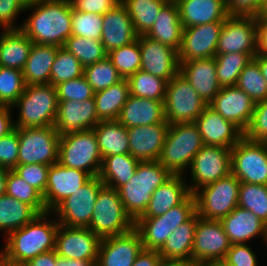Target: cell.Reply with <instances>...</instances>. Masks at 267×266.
<instances>
[{
  "label": "cell",
  "instance_id": "cell-13",
  "mask_svg": "<svg viewBox=\"0 0 267 266\" xmlns=\"http://www.w3.org/2000/svg\"><path fill=\"white\" fill-rule=\"evenodd\" d=\"M105 184L98 177H92L83 187L60 202L51 212H56L58 223L68 227H88L95 201Z\"/></svg>",
  "mask_w": 267,
  "mask_h": 266
},
{
  "label": "cell",
  "instance_id": "cell-71",
  "mask_svg": "<svg viewBox=\"0 0 267 266\" xmlns=\"http://www.w3.org/2000/svg\"><path fill=\"white\" fill-rule=\"evenodd\" d=\"M0 266H4V254H3V251H0Z\"/></svg>",
  "mask_w": 267,
  "mask_h": 266
},
{
  "label": "cell",
  "instance_id": "cell-54",
  "mask_svg": "<svg viewBox=\"0 0 267 266\" xmlns=\"http://www.w3.org/2000/svg\"><path fill=\"white\" fill-rule=\"evenodd\" d=\"M244 136L252 141H267V99L255 103L253 117Z\"/></svg>",
  "mask_w": 267,
  "mask_h": 266
},
{
  "label": "cell",
  "instance_id": "cell-19",
  "mask_svg": "<svg viewBox=\"0 0 267 266\" xmlns=\"http://www.w3.org/2000/svg\"><path fill=\"white\" fill-rule=\"evenodd\" d=\"M141 51V69L167 83L179 73L180 63L178 51L168 45L161 44L146 35H139Z\"/></svg>",
  "mask_w": 267,
  "mask_h": 266
},
{
  "label": "cell",
  "instance_id": "cell-46",
  "mask_svg": "<svg viewBox=\"0 0 267 266\" xmlns=\"http://www.w3.org/2000/svg\"><path fill=\"white\" fill-rule=\"evenodd\" d=\"M238 206L250 210L267 225V185L241 183Z\"/></svg>",
  "mask_w": 267,
  "mask_h": 266
},
{
  "label": "cell",
  "instance_id": "cell-18",
  "mask_svg": "<svg viewBox=\"0 0 267 266\" xmlns=\"http://www.w3.org/2000/svg\"><path fill=\"white\" fill-rule=\"evenodd\" d=\"M223 23L211 22L183 28L179 62L215 57Z\"/></svg>",
  "mask_w": 267,
  "mask_h": 266
},
{
  "label": "cell",
  "instance_id": "cell-55",
  "mask_svg": "<svg viewBox=\"0 0 267 266\" xmlns=\"http://www.w3.org/2000/svg\"><path fill=\"white\" fill-rule=\"evenodd\" d=\"M19 136L14 128L0 138V168L13 170L18 165Z\"/></svg>",
  "mask_w": 267,
  "mask_h": 266
},
{
  "label": "cell",
  "instance_id": "cell-22",
  "mask_svg": "<svg viewBox=\"0 0 267 266\" xmlns=\"http://www.w3.org/2000/svg\"><path fill=\"white\" fill-rule=\"evenodd\" d=\"M208 106L245 132L252 120L255 102L237 86H230L221 88Z\"/></svg>",
  "mask_w": 267,
  "mask_h": 266
},
{
  "label": "cell",
  "instance_id": "cell-36",
  "mask_svg": "<svg viewBox=\"0 0 267 266\" xmlns=\"http://www.w3.org/2000/svg\"><path fill=\"white\" fill-rule=\"evenodd\" d=\"M196 224L197 213L174 229L158 251L161 258L191 261Z\"/></svg>",
  "mask_w": 267,
  "mask_h": 266
},
{
  "label": "cell",
  "instance_id": "cell-45",
  "mask_svg": "<svg viewBox=\"0 0 267 266\" xmlns=\"http://www.w3.org/2000/svg\"><path fill=\"white\" fill-rule=\"evenodd\" d=\"M6 194L31 205L39 214L47 213L43 195L33 186L26 183L13 170L8 172Z\"/></svg>",
  "mask_w": 267,
  "mask_h": 266
},
{
  "label": "cell",
  "instance_id": "cell-68",
  "mask_svg": "<svg viewBox=\"0 0 267 266\" xmlns=\"http://www.w3.org/2000/svg\"><path fill=\"white\" fill-rule=\"evenodd\" d=\"M186 266H210V263L186 260Z\"/></svg>",
  "mask_w": 267,
  "mask_h": 266
},
{
  "label": "cell",
  "instance_id": "cell-12",
  "mask_svg": "<svg viewBox=\"0 0 267 266\" xmlns=\"http://www.w3.org/2000/svg\"><path fill=\"white\" fill-rule=\"evenodd\" d=\"M231 173L241 183L267 185V144L245 136L231 149Z\"/></svg>",
  "mask_w": 267,
  "mask_h": 266
},
{
  "label": "cell",
  "instance_id": "cell-10",
  "mask_svg": "<svg viewBox=\"0 0 267 266\" xmlns=\"http://www.w3.org/2000/svg\"><path fill=\"white\" fill-rule=\"evenodd\" d=\"M207 106L180 73L167 83L164 112L169 125L195 122Z\"/></svg>",
  "mask_w": 267,
  "mask_h": 266
},
{
  "label": "cell",
  "instance_id": "cell-42",
  "mask_svg": "<svg viewBox=\"0 0 267 266\" xmlns=\"http://www.w3.org/2000/svg\"><path fill=\"white\" fill-rule=\"evenodd\" d=\"M130 95L142 98L165 100L167 82L140 69L128 79Z\"/></svg>",
  "mask_w": 267,
  "mask_h": 266
},
{
  "label": "cell",
  "instance_id": "cell-23",
  "mask_svg": "<svg viewBox=\"0 0 267 266\" xmlns=\"http://www.w3.org/2000/svg\"><path fill=\"white\" fill-rule=\"evenodd\" d=\"M100 121L96 112L94 97L83 102L58 101L54 127L59 135L92 130Z\"/></svg>",
  "mask_w": 267,
  "mask_h": 266
},
{
  "label": "cell",
  "instance_id": "cell-67",
  "mask_svg": "<svg viewBox=\"0 0 267 266\" xmlns=\"http://www.w3.org/2000/svg\"><path fill=\"white\" fill-rule=\"evenodd\" d=\"M160 266H186V260L162 259Z\"/></svg>",
  "mask_w": 267,
  "mask_h": 266
},
{
  "label": "cell",
  "instance_id": "cell-38",
  "mask_svg": "<svg viewBox=\"0 0 267 266\" xmlns=\"http://www.w3.org/2000/svg\"><path fill=\"white\" fill-rule=\"evenodd\" d=\"M139 162L130 154L106 156L102 159L98 177L105 186L118 189L134 175Z\"/></svg>",
  "mask_w": 267,
  "mask_h": 266
},
{
  "label": "cell",
  "instance_id": "cell-26",
  "mask_svg": "<svg viewBox=\"0 0 267 266\" xmlns=\"http://www.w3.org/2000/svg\"><path fill=\"white\" fill-rule=\"evenodd\" d=\"M179 63V73L189 82L198 95L209 104L221 89L214 57Z\"/></svg>",
  "mask_w": 267,
  "mask_h": 266
},
{
  "label": "cell",
  "instance_id": "cell-37",
  "mask_svg": "<svg viewBox=\"0 0 267 266\" xmlns=\"http://www.w3.org/2000/svg\"><path fill=\"white\" fill-rule=\"evenodd\" d=\"M129 95L127 79H122L109 88L95 92L94 100L99 119L101 121L118 120Z\"/></svg>",
  "mask_w": 267,
  "mask_h": 266
},
{
  "label": "cell",
  "instance_id": "cell-47",
  "mask_svg": "<svg viewBox=\"0 0 267 266\" xmlns=\"http://www.w3.org/2000/svg\"><path fill=\"white\" fill-rule=\"evenodd\" d=\"M236 86L246 92L255 103L267 99V82L254 59L239 74Z\"/></svg>",
  "mask_w": 267,
  "mask_h": 266
},
{
  "label": "cell",
  "instance_id": "cell-58",
  "mask_svg": "<svg viewBox=\"0 0 267 266\" xmlns=\"http://www.w3.org/2000/svg\"><path fill=\"white\" fill-rule=\"evenodd\" d=\"M72 7L80 12L104 15L115 8L122 0H70Z\"/></svg>",
  "mask_w": 267,
  "mask_h": 266
},
{
  "label": "cell",
  "instance_id": "cell-8",
  "mask_svg": "<svg viewBox=\"0 0 267 266\" xmlns=\"http://www.w3.org/2000/svg\"><path fill=\"white\" fill-rule=\"evenodd\" d=\"M134 223L124 209L118 190L104 185L97 195L88 228L102 239L125 234L134 228Z\"/></svg>",
  "mask_w": 267,
  "mask_h": 266
},
{
  "label": "cell",
  "instance_id": "cell-5",
  "mask_svg": "<svg viewBox=\"0 0 267 266\" xmlns=\"http://www.w3.org/2000/svg\"><path fill=\"white\" fill-rule=\"evenodd\" d=\"M18 107L19 119L14 128L54 126L58 108L56 86L52 84L26 85L13 107Z\"/></svg>",
  "mask_w": 267,
  "mask_h": 266
},
{
  "label": "cell",
  "instance_id": "cell-16",
  "mask_svg": "<svg viewBox=\"0 0 267 266\" xmlns=\"http://www.w3.org/2000/svg\"><path fill=\"white\" fill-rule=\"evenodd\" d=\"M231 243L220 220H206L197 215L191 261L224 260Z\"/></svg>",
  "mask_w": 267,
  "mask_h": 266
},
{
  "label": "cell",
  "instance_id": "cell-17",
  "mask_svg": "<svg viewBox=\"0 0 267 266\" xmlns=\"http://www.w3.org/2000/svg\"><path fill=\"white\" fill-rule=\"evenodd\" d=\"M101 238L88 227L60 225L56 232L55 252L62 259L97 261Z\"/></svg>",
  "mask_w": 267,
  "mask_h": 266
},
{
  "label": "cell",
  "instance_id": "cell-20",
  "mask_svg": "<svg viewBox=\"0 0 267 266\" xmlns=\"http://www.w3.org/2000/svg\"><path fill=\"white\" fill-rule=\"evenodd\" d=\"M92 177L79 169L60 165L49 166L43 201L47 212H51L60 202L83 187Z\"/></svg>",
  "mask_w": 267,
  "mask_h": 266
},
{
  "label": "cell",
  "instance_id": "cell-33",
  "mask_svg": "<svg viewBox=\"0 0 267 266\" xmlns=\"http://www.w3.org/2000/svg\"><path fill=\"white\" fill-rule=\"evenodd\" d=\"M60 47L34 44L22 70L25 85L49 84L51 68Z\"/></svg>",
  "mask_w": 267,
  "mask_h": 266
},
{
  "label": "cell",
  "instance_id": "cell-62",
  "mask_svg": "<svg viewBox=\"0 0 267 266\" xmlns=\"http://www.w3.org/2000/svg\"><path fill=\"white\" fill-rule=\"evenodd\" d=\"M58 255L56 254L55 250L40 254L35 258L23 262L19 266H57L58 263Z\"/></svg>",
  "mask_w": 267,
  "mask_h": 266
},
{
  "label": "cell",
  "instance_id": "cell-61",
  "mask_svg": "<svg viewBox=\"0 0 267 266\" xmlns=\"http://www.w3.org/2000/svg\"><path fill=\"white\" fill-rule=\"evenodd\" d=\"M162 258L158 251L143 249L132 266H160Z\"/></svg>",
  "mask_w": 267,
  "mask_h": 266
},
{
  "label": "cell",
  "instance_id": "cell-64",
  "mask_svg": "<svg viewBox=\"0 0 267 266\" xmlns=\"http://www.w3.org/2000/svg\"><path fill=\"white\" fill-rule=\"evenodd\" d=\"M97 261L58 259L57 266H95Z\"/></svg>",
  "mask_w": 267,
  "mask_h": 266
},
{
  "label": "cell",
  "instance_id": "cell-70",
  "mask_svg": "<svg viewBox=\"0 0 267 266\" xmlns=\"http://www.w3.org/2000/svg\"><path fill=\"white\" fill-rule=\"evenodd\" d=\"M267 0H260V14L266 12Z\"/></svg>",
  "mask_w": 267,
  "mask_h": 266
},
{
  "label": "cell",
  "instance_id": "cell-53",
  "mask_svg": "<svg viewBox=\"0 0 267 266\" xmlns=\"http://www.w3.org/2000/svg\"><path fill=\"white\" fill-rule=\"evenodd\" d=\"M49 165L45 164H22L17 165L13 171L26 183L33 186L44 195L47 185Z\"/></svg>",
  "mask_w": 267,
  "mask_h": 266
},
{
  "label": "cell",
  "instance_id": "cell-59",
  "mask_svg": "<svg viewBox=\"0 0 267 266\" xmlns=\"http://www.w3.org/2000/svg\"><path fill=\"white\" fill-rule=\"evenodd\" d=\"M229 15H260V0H225Z\"/></svg>",
  "mask_w": 267,
  "mask_h": 266
},
{
  "label": "cell",
  "instance_id": "cell-7",
  "mask_svg": "<svg viewBox=\"0 0 267 266\" xmlns=\"http://www.w3.org/2000/svg\"><path fill=\"white\" fill-rule=\"evenodd\" d=\"M102 159L93 129L60 135L58 147L60 165L82 170L95 177L99 175Z\"/></svg>",
  "mask_w": 267,
  "mask_h": 266
},
{
  "label": "cell",
  "instance_id": "cell-49",
  "mask_svg": "<svg viewBox=\"0 0 267 266\" xmlns=\"http://www.w3.org/2000/svg\"><path fill=\"white\" fill-rule=\"evenodd\" d=\"M83 75L94 92L109 88L123 79L108 56L99 62L84 67Z\"/></svg>",
  "mask_w": 267,
  "mask_h": 266
},
{
  "label": "cell",
  "instance_id": "cell-31",
  "mask_svg": "<svg viewBox=\"0 0 267 266\" xmlns=\"http://www.w3.org/2000/svg\"><path fill=\"white\" fill-rule=\"evenodd\" d=\"M190 194L183 175H173L155 189L149 205L141 217L161 216L169 209L181 204Z\"/></svg>",
  "mask_w": 267,
  "mask_h": 266
},
{
  "label": "cell",
  "instance_id": "cell-72",
  "mask_svg": "<svg viewBox=\"0 0 267 266\" xmlns=\"http://www.w3.org/2000/svg\"><path fill=\"white\" fill-rule=\"evenodd\" d=\"M166 1L170 3H177L179 0H166Z\"/></svg>",
  "mask_w": 267,
  "mask_h": 266
},
{
  "label": "cell",
  "instance_id": "cell-56",
  "mask_svg": "<svg viewBox=\"0 0 267 266\" xmlns=\"http://www.w3.org/2000/svg\"><path fill=\"white\" fill-rule=\"evenodd\" d=\"M27 3L28 0H0V26L3 30L18 29L14 20L21 11H25Z\"/></svg>",
  "mask_w": 267,
  "mask_h": 266
},
{
  "label": "cell",
  "instance_id": "cell-14",
  "mask_svg": "<svg viewBox=\"0 0 267 266\" xmlns=\"http://www.w3.org/2000/svg\"><path fill=\"white\" fill-rule=\"evenodd\" d=\"M246 53L252 59L258 54L256 16L229 15L223 23L216 54Z\"/></svg>",
  "mask_w": 267,
  "mask_h": 266
},
{
  "label": "cell",
  "instance_id": "cell-52",
  "mask_svg": "<svg viewBox=\"0 0 267 266\" xmlns=\"http://www.w3.org/2000/svg\"><path fill=\"white\" fill-rule=\"evenodd\" d=\"M56 90L58 101L72 100L83 102L84 100L93 98L95 93L84 75L59 83L56 85Z\"/></svg>",
  "mask_w": 267,
  "mask_h": 266
},
{
  "label": "cell",
  "instance_id": "cell-44",
  "mask_svg": "<svg viewBox=\"0 0 267 266\" xmlns=\"http://www.w3.org/2000/svg\"><path fill=\"white\" fill-rule=\"evenodd\" d=\"M107 56L123 79H128L141 69L142 57L138 38L130 44L111 50Z\"/></svg>",
  "mask_w": 267,
  "mask_h": 266
},
{
  "label": "cell",
  "instance_id": "cell-15",
  "mask_svg": "<svg viewBox=\"0 0 267 266\" xmlns=\"http://www.w3.org/2000/svg\"><path fill=\"white\" fill-rule=\"evenodd\" d=\"M191 194L231 173V149L222 146L204 145L194 156L190 166Z\"/></svg>",
  "mask_w": 267,
  "mask_h": 266
},
{
  "label": "cell",
  "instance_id": "cell-50",
  "mask_svg": "<svg viewBox=\"0 0 267 266\" xmlns=\"http://www.w3.org/2000/svg\"><path fill=\"white\" fill-rule=\"evenodd\" d=\"M25 86L21 70L0 66V106L13 107Z\"/></svg>",
  "mask_w": 267,
  "mask_h": 266
},
{
  "label": "cell",
  "instance_id": "cell-35",
  "mask_svg": "<svg viewBox=\"0 0 267 266\" xmlns=\"http://www.w3.org/2000/svg\"><path fill=\"white\" fill-rule=\"evenodd\" d=\"M93 130L102 158L130 154L127 128L118 120L100 121Z\"/></svg>",
  "mask_w": 267,
  "mask_h": 266
},
{
  "label": "cell",
  "instance_id": "cell-66",
  "mask_svg": "<svg viewBox=\"0 0 267 266\" xmlns=\"http://www.w3.org/2000/svg\"><path fill=\"white\" fill-rule=\"evenodd\" d=\"M8 169L0 168V197L6 194Z\"/></svg>",
  "mask_w": 267,
  "mask_h": 266
},
{
  "label": "cell",
  "instance_id": "cell-24",
  "mask_svg": "<svg viewBox=\"0 0 267 266\" xmlns=\"http://www.w3.org/2000/svg\"><path fill=\"white\" fill-rule=\"evenodd\" d=\"M204 145L222 146L232 149L243 137L244 132L207 106L195 120Z\"/></svg>",
  "mask_w": 267,
  "mask_h": 266
},
{
  "label": "cell",
  "instance_id": "cell-60",
  "mask_svg": "<svg viewBox=\"0 0 267 266\" xmlns=\"http://www.w3.org/2000/svg\"><path fill=\"white\" fill-rule=\"evenodd\" d=\"M257 50L267 55V12L256 16Z\"/></svg>",
  "mask_w": 267,
  "mask_h": 266
},
{
  "label": "cell",
  "instance_id": "cell-39",
  "mask_svg": "<svg viewBox=\"0 0 267 266\" xmlns=\"http://www.w3.org/2000/svg\"><path fill=\"white\" fill-rule=\"evenodd\" d=\"M39 213L29 204L7 194L0 197V230L7 236L33 221Z\"/></svg>",
  "mask_w": 267,
  "mask_h": 266
},
{
  "label": "cell",
  "instance_id": "cell-21",
  "mask_svg": "<svg viewBox=\"0 0 267 266\" xmlns=\"http://www.w3.org/2000/svg\"><path fill=\"white\" fill-rule=\"evenodd\" d=\"M142 250V239L135 228L125 234L102 238L95 266H132Z\"/></svg>",
  "mask_w": 267,
  "mask_h": 266
},
{
  "label": "cell",
  "instance_id": "cell-27",
  "mask_svg": "<svg viewBox=\"0 0 267 266\" xmlns=\"http://www.w3.org/2000/svg\"><path fill=\"white\" fill-rule=\"evenodd\" d=\"M101 42L108 53L135 41L138 37L126 6L121 2L103 15Z\"/></svg>",
  "mask_w": 267,
  "mask_h": 266
},
{
  "label": "cell",
  "instance_id": "cell-30",
  "mask_svg": "<svg viewBox=\"0 0 267 266\" xmlns=\"http://www.w3.org/2000/svg\"><path fill=\"white\" fill-rule=\"evenodd\" d=\"M176 4L183 28L224 22L229 16L225 0H179Z\"/></svg>",
  "mask_w": 267,
  "mask_h": 266
},
{
  "label": "cell",
  "instance_id": "cell-65",
  "mask_svg": "<svg viewBox=\"0 0 267 266\" xmlns=\"http://www.w3.org/2000/svg\"><path fill=\"white\" fill-rule=\"evenodd\" d=\"M253 59L258 63L261 73L267 82V55L258 53Z\"/></svg>",
  "mask_w": 267,
  "mask_h": 266
},
{
  "label": "cell",
  "instance_id": "cell-11",
  "mask_svg": "<svg viewBox=\"0 0 267 266\" xmlns=\"http://www.w3.org/2000/svg\"><path fill=\"white\" fill-rule=\"evenodd\" d=\"M19 136L18 165L58 162L60 135L54 126L15 128Z\"/></svg>",
  "mask_w": 267,
  "mask_h": 266
},
{
  "label": "cell",
  "instance_id": "cell-29",
  "mask_svg": "<svg viewBox=\"0 0 267 266\" xmlns=\"http://www.w3.org/2000/svg\"><path fill=\"white\" fill-rule=\"evenodd\" d=\"M118 121L126 128L167 122L164 101L129 95Z\"/></svg>",
  "mask_w": 267,
  "mask_h": 266
},
{
  "label": "cell",
  "instance_id": "cell-6",
  "mask_svg": "<svg viewBox=\"0 0 267 266\" xmlns=\"http://www.w3.org/2000/svg\"><path fill=\"white\" fill-rule=\"evenodd\" d=\"M195 213V196L190 194L181 204L161 216L139 217L134 223V228L140 233L143 249L159 251L173 230L188 221Z\"/></svg>",
  "mask_w": 267,
  "mask_h": 266
},
{
  "label": "cell",
  "instance_id": "cell-63",
  "mask_svg": "<svg viewBox=\"0 0 267 266\" xmlns=\"http://www.w3.org/2000/svg\"><path fill=\"white\" fill-rule=\"evenodd\" d=\"M11 108L9 106H0V138L14 129V122L11 120Z\"/></svg>",
  "mask_w": 267,
  "mask_h": 266
},
{
  "label": "cell",
  "instance_id": "cell-1",
  "mask_svg": "<svg viewBox=\"0 0 267 266\" xmlns=\"http://www.w3.org/2000/svg\"><path fill=\"white\" fill-rule=\"evenodd\" d=\"M34 8V9H33ZM32 14L18 26L34 44L63 47L72 35L70 0H28Z\"/></svg>",
  "mask_w": 267,
  "mask_h": 266
},
{
  "label": "cell",
  "instance_id": "cell-51",
  "mask_svg": "<svg viewBox=\"0 0 267 266\" xmlns=\"http://www.w3.org/2000/svg\"><path fill=\"white\" fill-rule=\"evenodd\" d=\"M102 27L103 15L80 12L72 7V35L100 40Z\"/></svg>",
  "mask_w": 267,
  "mask_h": 266
},
{
  "label": "cell",
  "instance_id": "cell-43",
  "mask_svg": "<svg viewBox=\"0 0 267 266\" xmlns=\"http://www.w3.org/2000/svg\"><path fill=\"white\" fill-rule=\"evenodd\" d=\"M64 49L72 53L83 67L92 65L107 56L101 40L87 39L71 35L65 42Z\"/></svg>",
  "mask_w": 267,
  "mask_h": 266
},
{
  "label": "cell",
  "instance_id": "cell-4",
  "mask_svg": "<svg viewBox=\"0 0 267 266\" xmlns=\"http://www.w3.org/2000/svg\"><path fill=\"white\" fill-rule=\"evenodd\" d=\"M203 146L195 122L171 124L158 162L173 175H182Z\"/></svg>",
  "mask_w": 267,
  "mask_h": 266
},
{
  "label": "cell",
  "instance_id": "cell-40",
  "mask_svg": "<svg viewBox=\"0 0 267 266\" xmlns=\"http://www.w3.org/2000/svg\"><path fill=\"white\" fill-rule=\"evenodd\" d=\"M132 20L136 34L145 35L155 23L166 0H122Z\"/></svg>",
  "mask_w": 267,
  "mask_h": 266
},
{
  "label": "cell",
  "instance_id": "cell-3",
  "mask_svg": "<svg viewBox=\"0 0 267 266\" xmlns=\"http://www.w3.org/2000/svg\"><path fill=\"white\" fill-rule=\"evenodd\" d=\"M173 174L158 161H140L134 175L117 190L126 213L135 222L149 205L151 195Z\"/></svg>",
  "mask_w": 267,
  "mask_h": 266
},
{
  "label": "cell",
  "instance_id": "cell-2",
  "mask_svg": "<svg viewBox=\"0 0 267 266\" xmlns=\"http://www.w3.org/2000/svg\"><path fill=\"white\" fill-rule=\"evenodd\" d=\"M50 214L51 212L39 214L30 223L5 236L4 265L19 266L40 254L55 250L59 223L46 220L50 218L47 216Z\"/></svg>",
  "mask_w": 267,
  "mask_h": 266
},
{
  "label": "cell",
  "instance_id": "cell-57",
  "mask_svg": "<svg viewBox=\"0 0 267 266\" xmlns=\"http://www.w3.org/2000/svg\"><path fill=\"white\" fill-rule=\"evenodd\" d=\"M230 266H257L256 254L246 243L231 244L224 260Z\"/></svg>",
  "mask_w": 267,
  "mask_h": 266
},
{
  "label": "cell",
  "instance_id": "cell-28",
  "mask_svg": "<svg viewBox=\"0 0 267 266\" xmlns=\"http://www.w3.org/2000/svg\"><path fill=\"white\" fill-rule=\"evenodd\" d=\"M220 221L231 244L245 243L258 235L267 245V225L250 210L237 206Z\"/></svg>",
  "mask_w": 267,
  "mask_h": 266
},
{
  "label": "cell",
  "instance_id": "cell-25",
  "mask_svg": "<svg viewBox=\"0 0 267 266\" xmlns=\"http://www.w3.org/2000/svg\"><path fill=\"white\" fill-rule=\"evenodd\" d=\"M168 128L167 122L127 128L130 155L139 161H158Z\"/></svg>",
  "mask_w": 267,
  "mask_h": 266
},
{
  "label": "cell",
  "instance_id": "cell-69",
  "mask_svg": "<svg viewBox=\"0 0 267 266\" xmlns=\"http://www.w3.org/2000/svg\"><path fill=\"white\" fill-rule=\"evenodd\" d=\"M210 266H230V265H228L225 261L220 260V261L210 262Z\"/></svg>",
  "mask_w": 267,
  "mask_h": 266
},
{
  "label": "cell",
  "instance_id": "cell-9",
  "mask_svg": "<svg viewBox=\"0 0 267 266\" xmlns=\"http://www.w3.org/2000/svg\"><path fill=\"white\" fill-rule=\"evenodd\" d=\"M241 181L232 173L198 189L196 213L206 220H221L238 206Z\"/></svg>",
  "mask_w": 267,
  "mask_h": 266
},
{
  "label": "cell",
  "instance_id": "cell-32",
  "mask_svg": "<svg viewBox=\"0 0 267 266\" xmlns=\"http://www.w3.org/2000/svg\"><path fill=\"white\" fill-rule=\"evenodd\" d=\"M183 26L176 3L168 2L160 11L152 28L145 34L161 44L179 51L182 43Z\"/></svg>",
  "mask_w": 267,
  "mask_h": 266
},
{
  "label": "cell",
  "instance_id": "cell-41",
  "mask_svg": "<svg viewBox=\"0 0 267 266\" xmlns=\"http://www.w3.org/2000/svg\"><path fill=\"white\" fill-rule=\"evenodd\" d=\"M217 78L219 86H236L239 74L252 60L246 53L216 54L215 57Z\"/></svg>",
  "mask_w": 267,
  "mask_h": 266
},
{
  "label": "cell",
  "instance_id": "cell-34",
  "mask_svg": "<svg viewBox=\"0 0 267 266\" xmlns=\"http://www.w3.org/2000/svg\"><path fill=\"white\" fill-rule=\"evenodd\" d=\"M33 42L21 30H4L0 36V66L23 70Z\"/></svg>",
  "mask_w": 267,
  "mask_h": 266
},
{
  "label": "cell",
  "instance_id": "cell-48",
  "mask_svg": "<svg viewBox=\"0 0 267 266\" xmlns=\"http://www.w3.org/2000/svg\"><path fill=\"white\" fill-rule=\"evenodd\" d=\"M83 73L84 67L79 60L72 53L60 47L51 68L50 84L56 86L61 82L83 76Z\"/></svg>",
  "mask_w": 267,
  "mask_h": 266
}]
</instances>
